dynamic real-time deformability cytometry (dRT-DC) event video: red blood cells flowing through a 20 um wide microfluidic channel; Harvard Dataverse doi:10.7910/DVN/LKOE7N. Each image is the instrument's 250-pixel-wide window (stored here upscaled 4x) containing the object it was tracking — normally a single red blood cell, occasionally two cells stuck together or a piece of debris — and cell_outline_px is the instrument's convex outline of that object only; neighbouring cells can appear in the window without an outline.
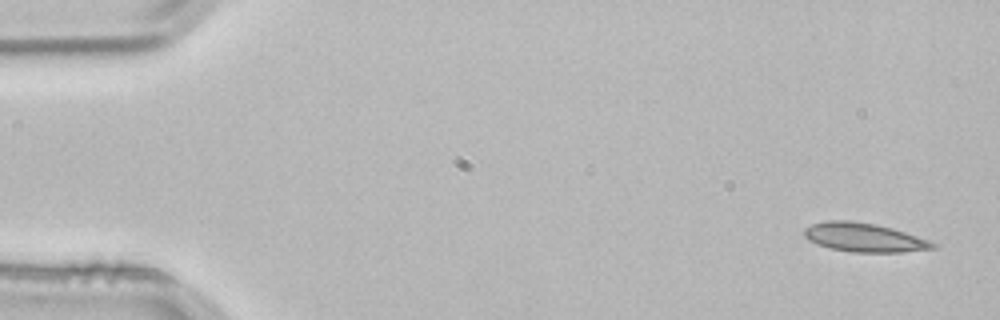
{"species": "common noctule bat (a hibernating species)", "species_latin": "Nyctalus noctula", "temperature_condition": "room temperature", "stored_images_in_passage": 3, "camera_frame_rate_fps": 3000, "um_per_image_px": 0.085, "animal": {"sex": "male", "body_mass_g": 21.5, "forearm_length_mm": 52.0}, "frame": {"image": 1, "passage_image": 1, "time_ms": 0.0, "image_size_px": [1000, 320], "cell_outline_px": [[936, 248], [904, 252], [852, 252], [832, 248], [808, 240], [804, 236], [804, 228], [812, 224], [828, 220], [848, 220], [876, 224], [892, 228], [928, 240], [936, 244]], "centroid_in_image_um": [73.44, 20.18], "position_along_channel_um": 11.6, "area_um2": 21.39}}
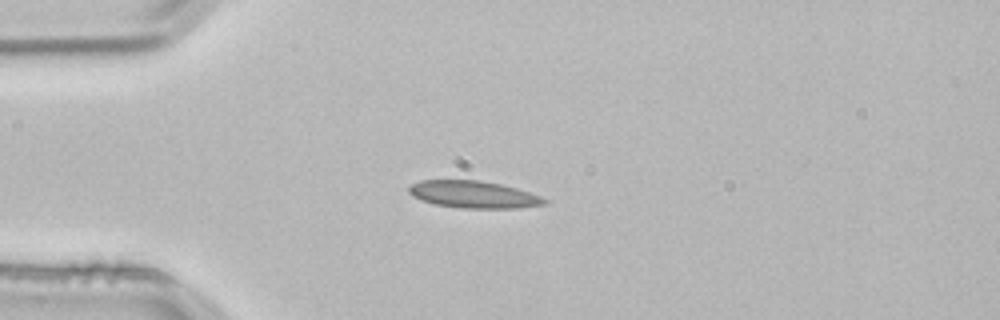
{"frame": {"image": 2, "passage_image": 3, "time_ms": 0.667, "image_size_px": [1000, 320], "cell_outline_px": [[548, 204], [520, 208], [464, 208], [436, 204], [420, 200], [412, 196], [408, 192], [408, 188], [412, 184], [420, 180], [480, 180], [500, 184], [516, 188], [540, 196], [548, 200]], "centroid_in_image_um": [40.25, 16.53], "position_along_channel_um": 44.7, "area_um2": 21.44}}